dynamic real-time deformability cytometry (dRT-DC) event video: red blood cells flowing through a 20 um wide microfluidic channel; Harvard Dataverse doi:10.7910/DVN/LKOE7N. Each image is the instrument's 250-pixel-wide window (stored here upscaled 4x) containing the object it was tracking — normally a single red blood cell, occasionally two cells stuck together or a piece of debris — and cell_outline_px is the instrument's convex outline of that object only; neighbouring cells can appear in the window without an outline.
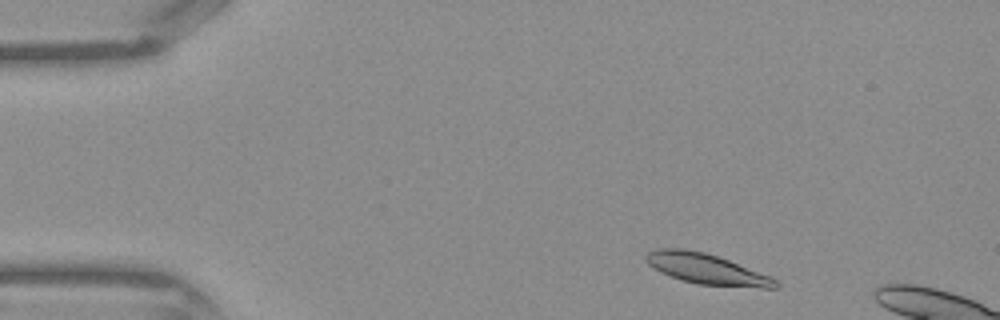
{"species": "Egyptian fruit bat (a non-hibernating species)", "species_latin": "Rousettus aegyptiacus", "temperature_condition": "warm", "stored_images_in_passage": 8, "camera_frame_rate_fps": 3000, "um_per_image_px": 0.085, "frame": {"image": 1, "passage_image": 3, "time_ms": 0.667, "image_size_px": [1000, 320], "cell_outline_px": [[780, 284], [776, 288], [764, 288], [696, 284], [680, 280], [660, 272], [652, 268], [644, 260], [644, 256], [648, 252], [656, 248], [684, 248], [704, 252], [728, 260], [768, 276], [776, 280]], "centroid_in_image_um": [59.97, 22.86], "position_along_channel_um": 25.0, "area_um2": 22.95}}